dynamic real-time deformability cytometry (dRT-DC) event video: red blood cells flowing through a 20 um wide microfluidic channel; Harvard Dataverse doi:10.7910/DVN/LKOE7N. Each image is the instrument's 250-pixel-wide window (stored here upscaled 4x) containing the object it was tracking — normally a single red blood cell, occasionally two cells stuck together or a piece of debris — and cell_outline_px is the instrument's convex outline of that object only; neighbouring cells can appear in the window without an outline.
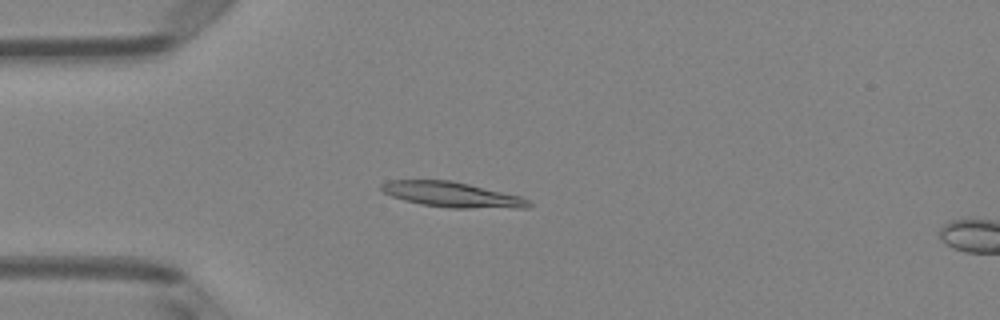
{"species": "Egyptian fruit bat (a non-hibernating species)", "species_latin": "Rousettus aegyptiacus", "temperature_condition": "room temperature", "stored_images_in_passage": 51, "camera_frame_rate_fps": 3000, "um_per_image_px": 0.085, "animal": {"sex": "female"}, "frame": {"image": 1, "passage_image": 14, "time_ms": 4.333, "image_size_px": [1000, 320], "cell_outline_px": [[532, 204], [528, 208], [448, 208], [420, 204], [404, 200], [392, 196], [384, 192], [380, 188], [380, 184], [388, 180], [452, 180], [520, 196], [528, 200]], "centroid_in_image_um": [38.41, 16.54], "position_along_channel_um": 46.6, "area_um2": 21.68}}
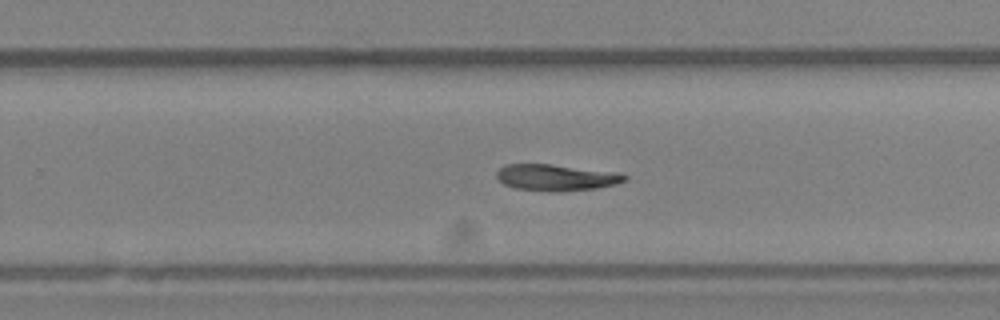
{"frame": {"image": 2, "passage_image": 33, "time_ms": 10.667, "image_size_px": [1000, 320], "cell_outline_px": [[628, 180], [616, 184], [596, 188], [560, 192], [556, 192], [516, 188], [504, 184], [496, 176], [496, 172], [504, 164], [552, 164], [620, 172], [628, 176]], "centroid_in_image_um": [47.32, 15.08], "position_along_channel_um": 282.5, "area_um2": 19.88}}
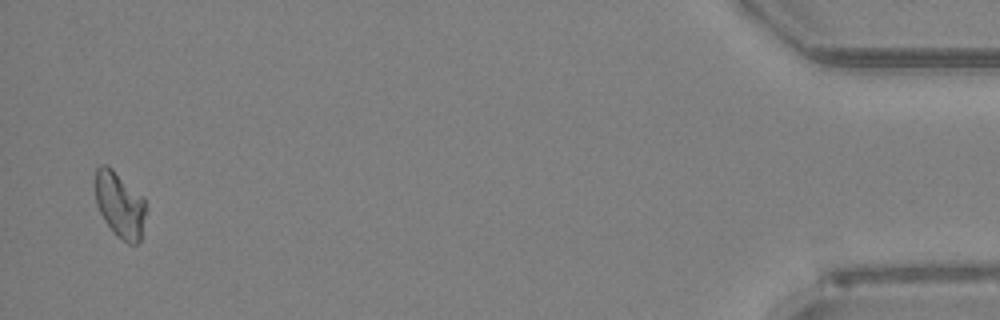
{"frame": {"image": 3, "passage_image": 50, "time_ms": 16.333, "image_size_px": [1000, 320], "cell_outline_px": [[144, 216], [140, 240], [136, 244], [128, 244], [116, 236], [112, 232], [104, 220], [96, 204], [96, 168], [100, 164], [104, 164], [112, 168], [144, 196]], "centroid_in_image_um": [10.17, 17.4], "position_along_channel_um": 425.0, "area_um2": 19.36}}